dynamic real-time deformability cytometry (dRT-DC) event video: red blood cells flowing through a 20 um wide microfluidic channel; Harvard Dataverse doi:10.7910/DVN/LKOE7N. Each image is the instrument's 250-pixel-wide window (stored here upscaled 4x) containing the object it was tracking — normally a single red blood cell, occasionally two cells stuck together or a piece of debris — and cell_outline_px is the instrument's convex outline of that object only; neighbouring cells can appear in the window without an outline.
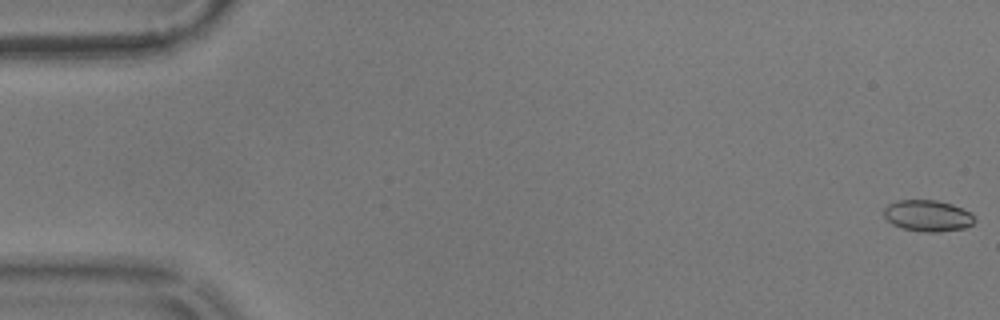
{"species": "common noctule bat (a hibernating species)", "species_latin": "Nyctalus noctula", "temperature_condition": "warm", "stored_images_in_passage": 57, "camera_frame_rate_fps": 3000, "um_per_image_px": 0.085, "animal": {"sex": "male", "body_mass_g": 17.9}, "frame": {"image": 1, "passage_image": 1, "time_ms": 0.0, "image_size_px": [1000, 320], "cell_outline_px": [[976, 220], [972, 224], [964, 228], [940, 232], [924, 232], [904, 228], [892, 224], [884, 216], [884, 208], [888, 204], [900, 200], [936, 200], [952, 204], [968, 212]], "centroid_in_image_um": [78.84, 18.34], "position_along_channel_um": 6.2, "area_um2": 16.36}}
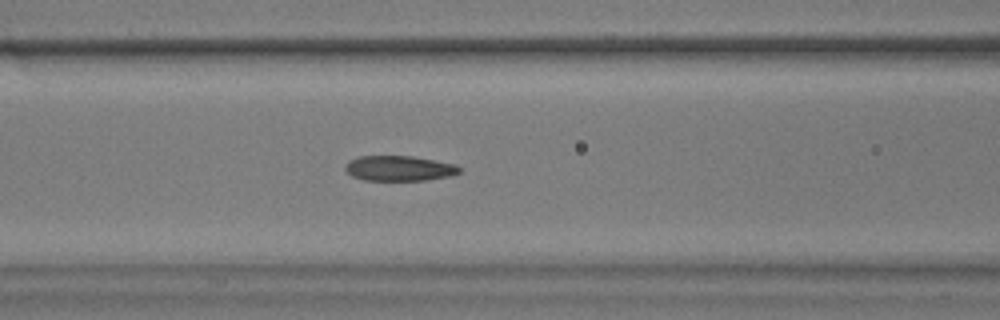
{"frame": {"image": 2, "passage_image": 24, "time_ms": 7.667, "image_size_px": [1000, 320], "cell_outline_px": [[460, 172], [452, 176], [428, 180], [364, 180], [352, 176], [344, 168], [344, 164], [348, 160], [360, 156], [412, 156], [456, 164], [460, 168]], "centroid_in_image_um": [33.93, 14.31], "position_along_channel_um": 132.7, "area_um2": 16.88}}
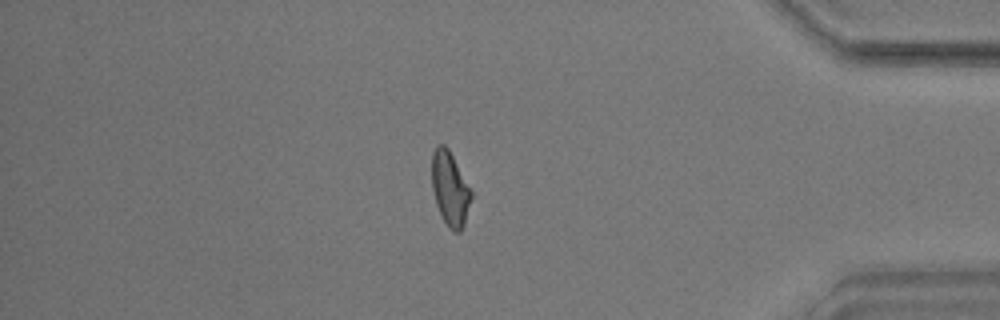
{"frame": {"image": 3, "passage_image": 49, "time_ms": 16.0, "image_size_px": [1000, 320], "cell_outline_px": [[472, 196], [464, 224], [460, 232], [452, 232], [448, 228], [436, 204], [432, 188], [432, 152], [436, 144], [444, 144], [448, 148], [472, 188]], "centroid_in_image_um": [38.26, 16.01], "position_along_channel_um": 396.9, "area_um2": 17.22}, "authors_computed_cell_mechanics": {"area_um2": 17.051, "velocity_mm_per_s": 3.5722, "shape_relaxation_time_tau1_ms": 6.9612, "shape_relaxation_time_tau2_ms": 2.8568, "deformation_change_tau1": 0.1271, "deformation_change_tau2": 0.135}}